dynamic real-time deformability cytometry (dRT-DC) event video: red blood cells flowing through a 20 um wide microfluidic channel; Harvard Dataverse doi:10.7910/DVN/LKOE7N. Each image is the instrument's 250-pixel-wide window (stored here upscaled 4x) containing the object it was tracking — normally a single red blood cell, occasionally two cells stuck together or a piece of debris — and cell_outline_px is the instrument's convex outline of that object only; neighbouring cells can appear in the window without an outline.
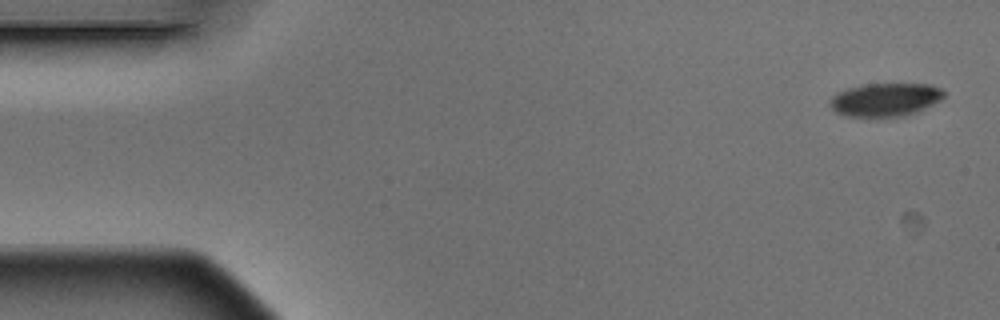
{"species": "Egyptian fruit bat (a non-hibernating species)", "species_latin": "Rousettus aegyptiacus", "temperature_condition": "warm", "stored_images_in_passage": 5, "camera_frame_rate_fps": 3000, "um_per_image_px": 0.085, "animal": {"sex": "male"}, "frame": {"image": 1, "passage_image": 1, "time_ms": 0.0, "image_size_px": [1000, 320], "cell_outline_px": [[944, 96], [940, 100], [916, 112], [904, 116], [848, 116], [836, 112], [828, 104], [828, 100], [836, 92], [848, 88], [864, 84], [932, 84], [940, 88], [944, 92]], "centroid_in_image_um": [75.22, 8.46], "position_along_channel_um": 9.8, "area_um2": 22.02}}
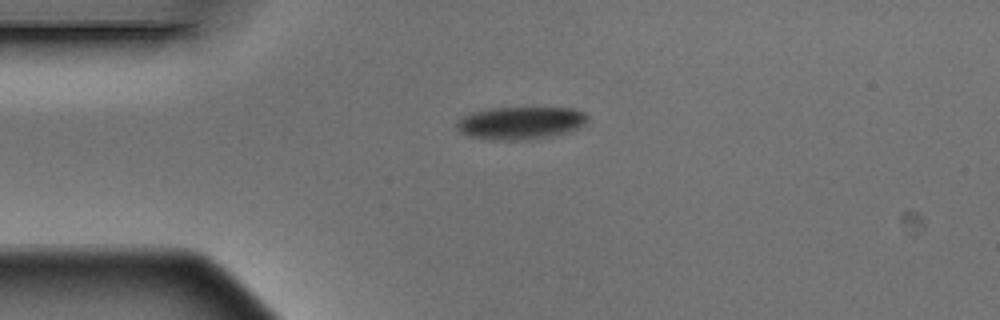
{"frame": {"image": 2, "passage_image": 4, "time_ms": 1.0, "image_size_px": [1000, 320], "cell_outline_px": [[588, 120], [584, 124], [576, 128], [564, 132], [548, 136], [520, 140], [488, 140], [468, 136], [460, 132], [456, 128], [456, 120], [468, 112], [492, 108], [572, 108], [584, 112], [588, 116]], "centroid_in_image_um": [44.15, 10.44], "position_along_channel_um": 40.8, "area_um2": 24.91}}